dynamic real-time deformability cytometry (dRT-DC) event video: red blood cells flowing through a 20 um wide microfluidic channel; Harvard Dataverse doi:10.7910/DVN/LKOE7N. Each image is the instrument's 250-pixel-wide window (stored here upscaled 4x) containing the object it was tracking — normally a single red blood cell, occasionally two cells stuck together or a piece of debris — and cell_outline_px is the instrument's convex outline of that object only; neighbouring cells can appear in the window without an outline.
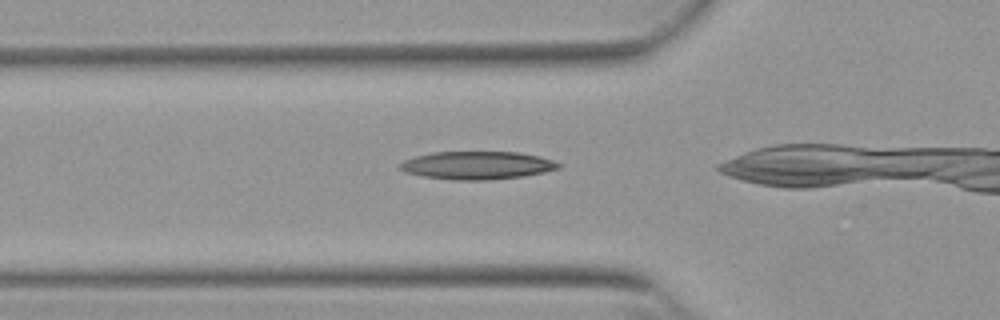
{"species": "Egyptian fruit bat (a non-hibernating species)", "species_latin": "Rousettus aegyptiacus", "temperature_condition": "warm", "stored_images_in_passage": 15, "camera_frame_rate_fps": 3000, "um_per_image_px": 0.085, "animal": {"sex": "female"}, "frame": {"image": 1, "passage_image": 7, "time_ms": 2.0, "image_size_px": [1000, 320], "cell_outline_px": [[560, 168], [544, 172], [524, 176], [488, 180], [452, 180], [424, 176], [404, 172], [396, 164], [404, 160], [416, 156], [432, 152], [520, 152], [540, 156], [552, 160], [560, 164]], "centroid_in_image_um": [40.54, 14.05], "position_along_channel_um": 85.3, "area_um2": 25.95}}
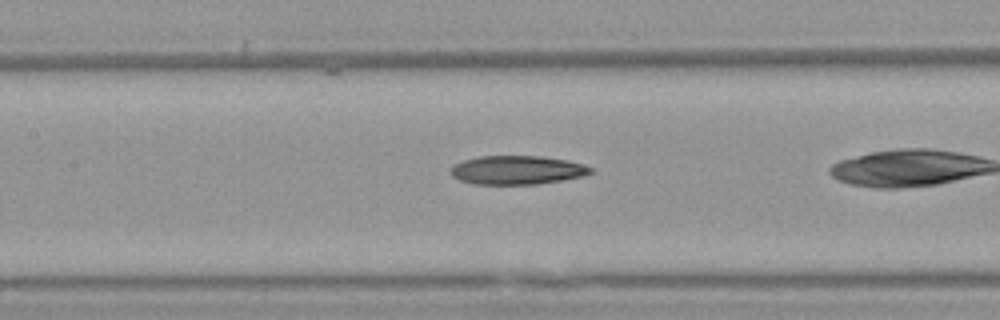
{"frame": {"image": 2, "passage_image": 13, "time_ms": 4.0, "image_size_px": [1000, 320], "cell_outline_px": [[596, 172], [584, 176], [564, 180], [536, 184], [472, 184], [460, 180], [452, 176], [452, 164], [476, 156], [540, 156], [568, 160], [584, 164], [592, 168]], "centroid_in_image_um": [43.99, 14.45], "position_along_channel_um": 163.4, "area_um2": 23.7}}